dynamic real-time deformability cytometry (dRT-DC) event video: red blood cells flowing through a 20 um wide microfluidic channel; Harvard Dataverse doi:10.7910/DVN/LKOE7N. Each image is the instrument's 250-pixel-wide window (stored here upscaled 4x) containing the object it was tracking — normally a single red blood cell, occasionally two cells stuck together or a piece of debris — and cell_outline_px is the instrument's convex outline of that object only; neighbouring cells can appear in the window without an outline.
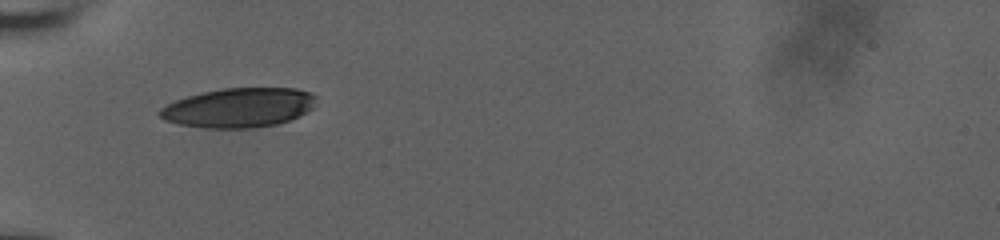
{"species": "human", "species_latin": "Homo sapiens", "temperature_condition": "room temperature", "stored_images_in_passage": 32, "camera_frame_rate_fps": 3000, "um_per_image_px": 0.085, "donor": {"sex": "male"}, "frame": {"image": 1, "passage_image": 1, "time_ms": 0.0, "image_size_px": [1000, 240], "cell_outline_px": [[316, 96], [312, 108], [300, 116], [276, 124], [252, 128], [204, 128], [180, 124], [164, 120], [156, 112], [164, 104], [200, 92], [224, 88], [296, 88], [308, 92]], "centroid_in_image_um": [20.25, 9.15], "position_along_channel_um": 64.7, "area_um2": 36.01}}
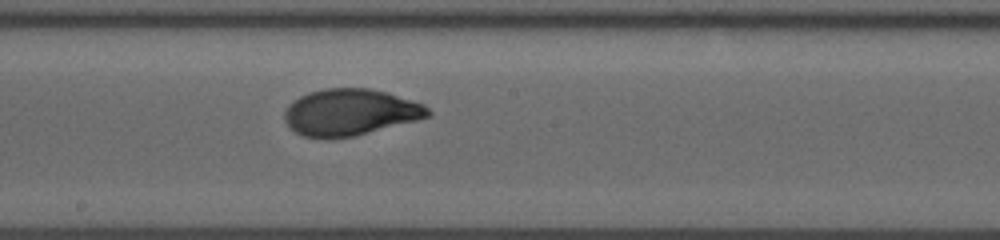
{"frame": {"image": 2, "passage_image": 14, "time_ms": 4.333, "image_size_px": [1000, 240], "cell_outline_px": [[432, 116], [352, 136], [324, 140], [304, 136], [296, 132], [284, 120], [284, 112], [288, 104], [300, 96], [308, 92], [324, 88], [372, 88], [388, 92], [424, 104], [432, 112]], "centroid_in_image_um": [29.75, 9.54], "position_along_channel_um": 218.4, "area_um2": 39.07}}
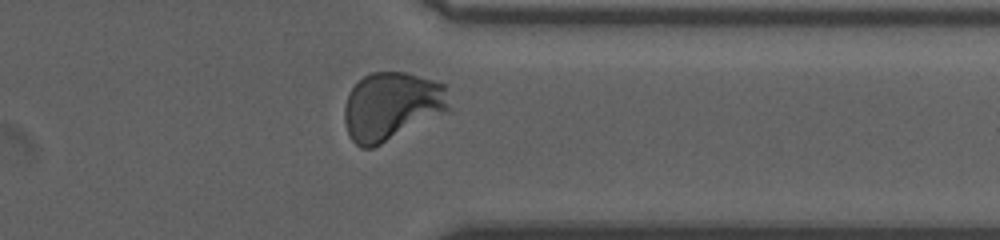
{"frame": {"image": 3, "passage_image": 27, "time_ms": 8.667, "image_size_px": [1000, 240], "cell_outline_px": [[452, 112], [372, 148], [360, 148], [348, 136], [344, 120], [344, 108], [348, 92], [364, 76], [372, 72], [404, 72], [432, 80], [444, 84], [452, 108]], "centroid_in_image_um": [33.33, 9.06], "position_along_channel_um": 378.1, "area_um2": 42.43}, "authors_computed_cell_mechanics": {"area_um2": 38.8994, "velocity_mm_per_s": 3.718, "shape_relaxation_time_tau1_ms": 5.6825, "shape_relaxation_time_tau2_ms": null, "deformation_change_tau1": 0.2146, "deformation_change_tau2": null}}